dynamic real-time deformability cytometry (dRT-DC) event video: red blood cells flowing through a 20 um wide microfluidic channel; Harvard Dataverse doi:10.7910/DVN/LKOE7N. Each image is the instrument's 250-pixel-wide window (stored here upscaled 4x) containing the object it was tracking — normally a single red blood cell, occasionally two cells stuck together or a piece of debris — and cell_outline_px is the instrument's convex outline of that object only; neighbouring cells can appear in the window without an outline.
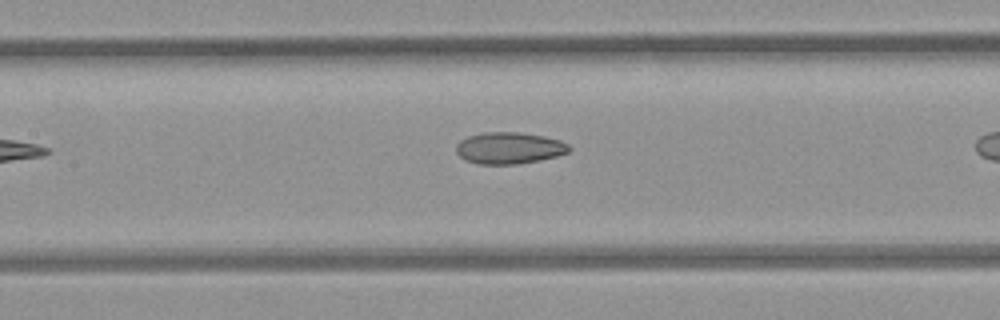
{"species": "common noctule bat (a hibernating species)", "species_latin": "Nyctalus noctula", "temperature_condition": "room temperature", "stored_images_in_passage": 9, "camera_frame_rate_fps": 3000, "um_per_image_px": 0.085, "animal": {"sex": "female", "body_mass_g": 21.9}, "frame": {"image": 1, "passage_image": 8, "time_ms": 2.333, "image_size_px": [1000, 320], "cell_outline_px": [[572, 148], [568, 152], [556, 156], [540, 160], [516, 164], [480, 164], [464, 160], [456, 152], [456, 144], [460, 140], [468, 136], [484, 132], [520, 132], [544, 136], [560, 140], [568, 144]], "centroid_in_image_um": [43.27, 12.58], "position_along_channel_um": 164.1, "area_um2": 20.92}}